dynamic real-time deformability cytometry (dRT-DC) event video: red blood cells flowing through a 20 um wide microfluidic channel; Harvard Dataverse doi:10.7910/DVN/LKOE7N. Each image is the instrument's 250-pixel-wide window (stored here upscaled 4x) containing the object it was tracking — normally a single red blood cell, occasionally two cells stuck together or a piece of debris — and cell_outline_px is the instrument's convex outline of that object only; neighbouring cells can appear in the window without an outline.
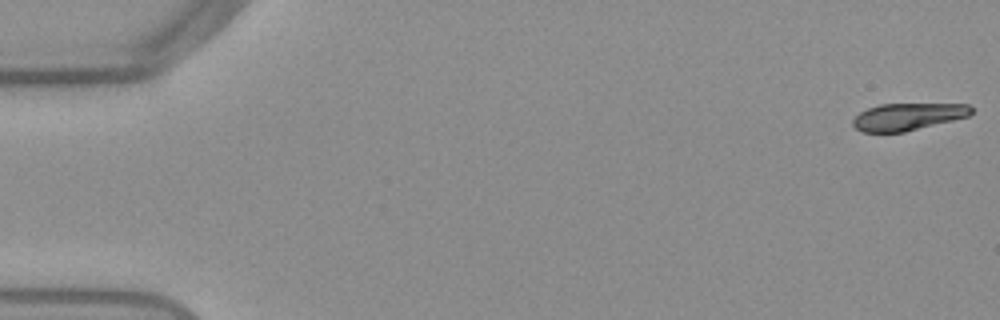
{"species": "Egyptian fruit bat (a non-hibernating species)", "species_latin": "Rousettus aegyptiacus", "temperature_condition": "warm", "stored_images_in_passage": 53, "camera_frame_rate_fps": 3000, "um_per_image_px": 0.085, "frame": {"image": 1, "passage_image": 1, "time_ms": 0.0, "image_size_px": [1000, 320], "cell_outline_px": [[972, 112], [968, 116], [904, 132], [860, 132], [852, 124], [852, 120], [860, 112], [868, 108], [880, 104], [968, 104], [972, 108]], "centroid_in_image_um": [77.13, 9.91], "position_along_channel_um": 7.9, "area_um2": 18.55}}
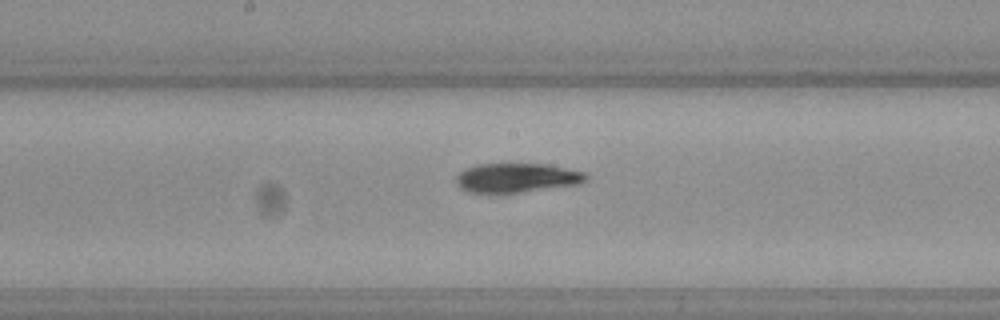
{"frame": {"image": 2, "passage_image": 28, "time_ms": 9.0, "image_size_px": [1000, 320], "cell_outline_px": [[588, 180], [580, 184], [500, 196], [496, 196], [468, 192], [460, 188], [456, 184], [456, 176], [464, 168], [476, 164], [548, 164], [584, 172], [588, 176]], "centroid_in_image_um": [43.88, 15.16], "position_along_channel_um": 204.3, "area_um2": 23.24}}
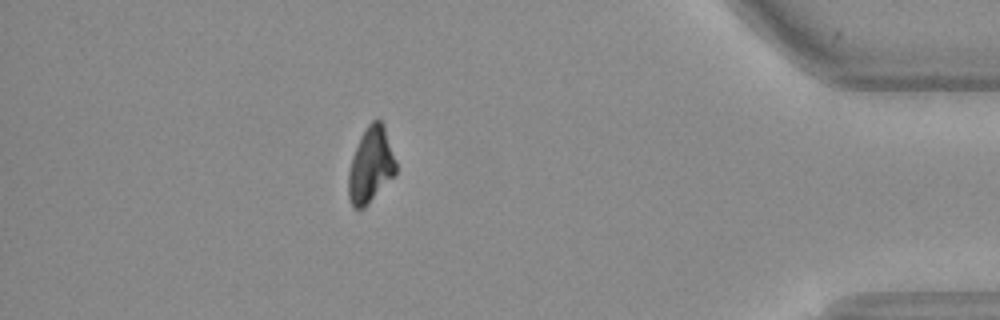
{"frame": {"image": 3, "passage_image": 47, "time_ms": 15.333, "image_size_px": [1000, 320], "cell_outline_px": [[396, 172], [368, 204], [364, 208], [352, 208], [348, 196], [348, 172], [352, 156], [360, 136], [368, 124], [372, 120], [380, 120], [384, 124], [396, 160]], "centroid_in_image_um": [31.49, 14.02], "position_along_channel_um": 403.7, "area_um2": 20.87}, "authors_computed_cell_mechanics": {"area_um2": 21.964, "velocity_mm_per_s": 3.8381, "shape_relaxation_time_tau1_ms": 6.2988, "shape_relaxation_time_tau2_ms": 10.0544, "deformation_change_tau1": 0.2247, "deformation_change_tau2": 0.1359}}